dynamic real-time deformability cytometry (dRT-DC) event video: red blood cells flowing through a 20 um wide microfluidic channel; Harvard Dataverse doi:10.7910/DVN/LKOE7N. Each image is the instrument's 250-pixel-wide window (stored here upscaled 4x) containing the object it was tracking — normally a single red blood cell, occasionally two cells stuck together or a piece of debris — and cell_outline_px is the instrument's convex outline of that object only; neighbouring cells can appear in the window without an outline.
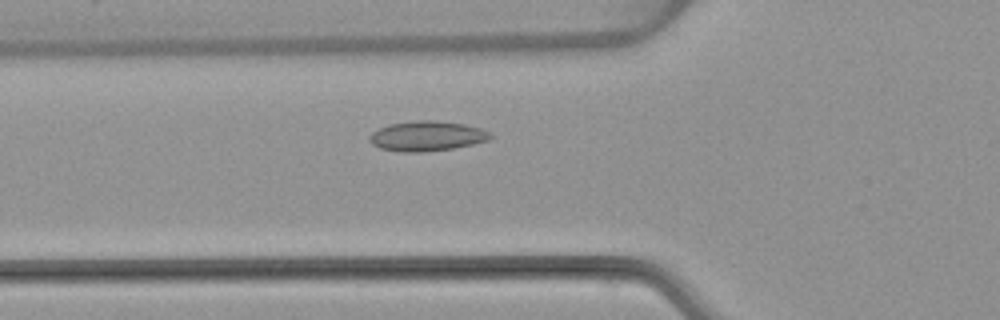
{"species": "common noctule bat (a hibernating species)", "species_latin": "Nyctalus noctula", "temperature_condition": "warm", "stored_images_in_passage": 47, "camera_frame_rate_fps": 3000, "um_per_image_px": 0.085, "animal": {"sex": "female", "body_mass_g": 22.7, "forearm_length_mm": 54.2}, "frame": {"image": 1, "passage_image": 13, "time_ms": 4.0, "image_size_px": [1000, 320], "cell_outline_px": [[492, 136], [488, 140], [472, 144], [452, 148], [424, 152], [400, 152], [380, 148], [372, 144], [368, 140], [368, 136], [372, 132], [388, 124], [416, 120], [432, 120], [464, 124], [480, 128], [488, 132]], "centroid_in_image_um": [36.23, 11.56], "position_along_channel_um": 89.6, "area_um2": 21.04}}
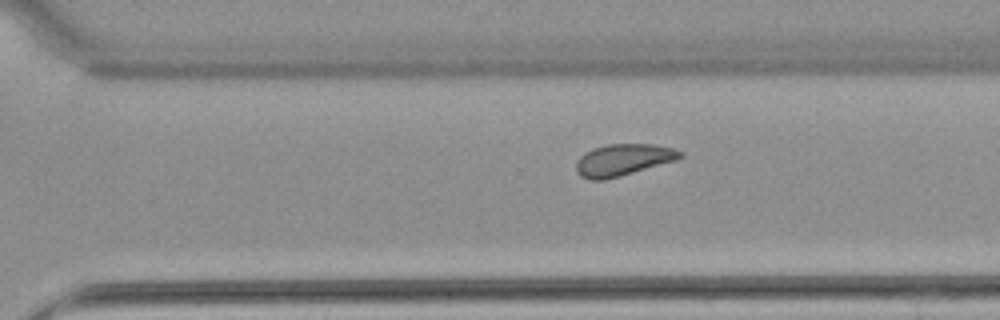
{"frame": {"image": 2, "passage_image": 31, "time_ms": 10.0, "image_size_px": [1000, 320], "cell_outline_px": [[684, 156], [676, 160], [620, 176], [604, 180], [588, 180], [580, 176], [576, 172], [576, 164], [580, 156], [584, 152], [592, 148], [608, 144], [652, 144], [672, 148], [684, 152]], "centroid_in_image_um": [52.94, 13.59], "position_along_channel_um": 317.7, "area_um2": 19.31}}
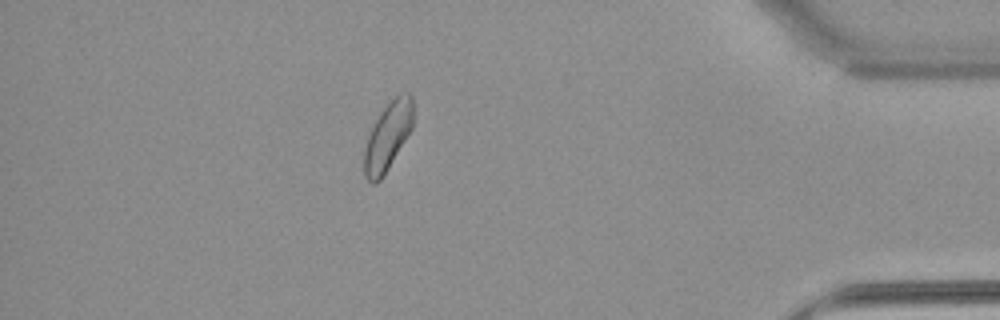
{"frame": {"image": 3, "passage_image": 41, "time_ms": 13.333, "image_size_px": [1000, 320], "cell_outline_px": [[412, 128], [388, 168], [380, 180], [376, 184], [372, 184], [364, 176], [364, 148], [368, 136], [380, 112], [400, 92], [412, 92]], "centroid_in_image_um": [32.95, 11.59], "position_along_channel_um": 402.2, "area_um2": 19.13}, "authors_computed_cell_mechanics": {"area_um2": 19.4208, "velocity_mm_per_s": 3.8011, "shape_relaxation_time_tau1_ms": null, "shape_relaxation_time_tau2_ms": 2.4632, "deformation_change_tau1": null, "deformation_change_tau2": 0.0695}}